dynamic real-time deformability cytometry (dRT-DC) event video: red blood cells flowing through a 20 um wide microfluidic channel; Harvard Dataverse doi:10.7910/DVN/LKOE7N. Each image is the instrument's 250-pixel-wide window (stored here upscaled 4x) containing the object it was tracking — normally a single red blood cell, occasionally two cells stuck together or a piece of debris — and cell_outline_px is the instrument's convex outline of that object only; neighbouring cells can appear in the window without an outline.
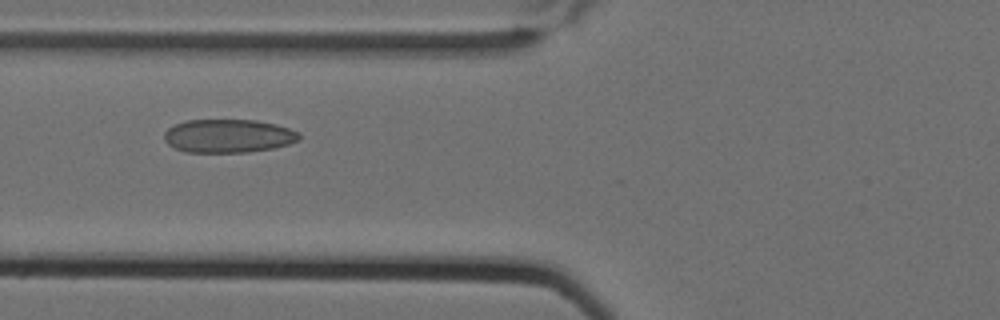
{"species": "Egyptian fruit bat (a non-hibernating species)", "species_latin": "Rousettus aegyptiacus", "temperature_condition": "cold", "stored_images_in_passage": 9, "camera_frame_rate_fps": 3000, "um_per_image_px": 0.085, "animal": {"sex": "female"}, "frame": {"image": 1, "passage_image": 6, "time_ms": 1.667, "image_size_px": [1000, 320], "cell_outline_px": [[300, 140], [288, 144], [272, 148], [248, 152], [184, 152], [168, 144], [164, 140], [164, 132], [168, 128], [184, 120], [256, 120], [276, 124], [300, 132]], "centroid_in_image_um": [19.4, 11.55], "position_along_channel_um": 106.4, "area_um2": 26.36}}
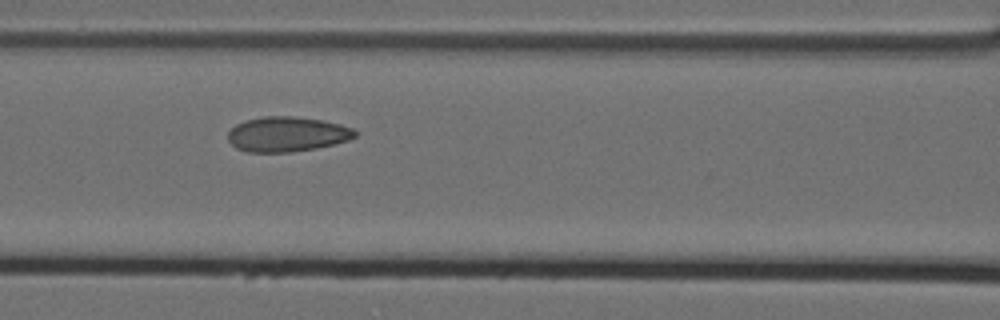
{"frame": {"image": 2, "passage_image": 7, "time_ms": 2.0, "image_size_px": [1000, 320], "cell_outline_px": [[356, 136], [348, 140], [316, 148], [292, 152], [248, 152], [236, 148], [228, 140], [228, 132], [236, 124], [244, 120], [264, 116], [296, 116], [324, 120], [340, 124], [352, 128], [356, 132]], "centroid_in_image_um": [24.38, 11.4], "position_along_channel_um": 142.2, "area_um2": 25.95}}
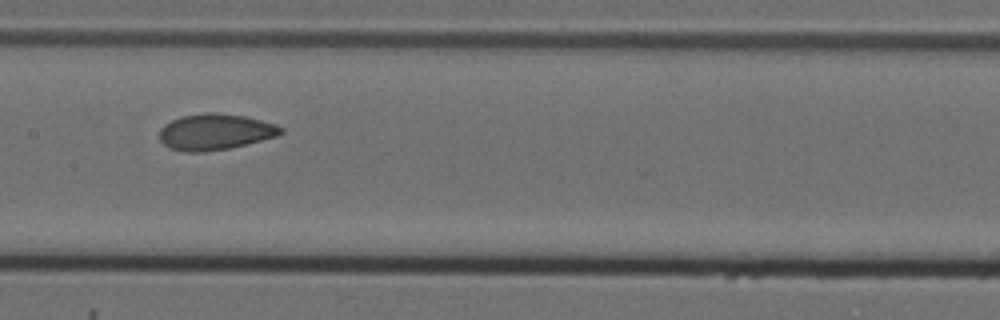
{"frame": {"image": 3, "passage_image": 8, "time_ms": 2.333, "image_size_px": [1000, 320], "cell_outline_px": [[284, 132], [276, 136], [228, 148], [204, 152], [184, 152], [168, 148], [160, 140], [160, 128], [164, 124], [180, 116], [208, 112], [212, 112], [244, 116], [276, 124], [284, 128]], "centroid_in_image_um": [18.25, 11.21], "position_along_channel_um": 189.1, "area_um2": 25.43}}